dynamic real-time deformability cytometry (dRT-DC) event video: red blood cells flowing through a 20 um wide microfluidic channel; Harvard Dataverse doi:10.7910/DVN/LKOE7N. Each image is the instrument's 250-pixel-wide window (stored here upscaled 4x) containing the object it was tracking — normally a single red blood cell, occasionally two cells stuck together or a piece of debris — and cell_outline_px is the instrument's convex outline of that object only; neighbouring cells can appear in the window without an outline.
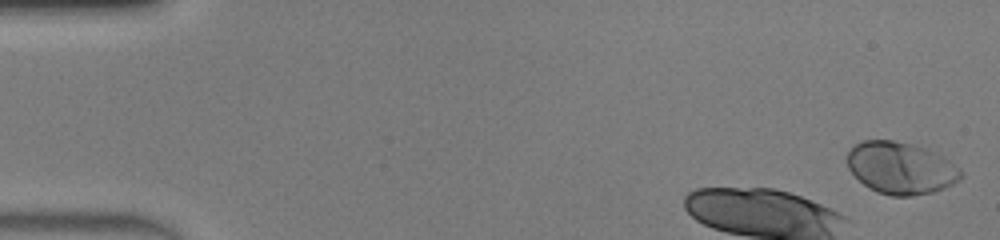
{"species": "human", "species_latin": "Homo sapiens", "temperature_condition": "warm", "stored_images_in_passage": 11, "camera_frame_rate_fps": 3000, "um_per_image_px": 0.085, "donor": {"sex": "male"}, "frame": {"image": 1, "passage_image": 1, "time_ms": 0.0, "image_size_px": [1000, 240], "cell_outline_px": [[964, 176], [960, 180], [944, 188], [932, 192], [912, 196], [892, 196], [876, 192], [868, 188], [848, 168], [848, 152], [856, 144], [864, 140], [892, 140], [924, 148], [948, 160], [960, 168], [964, 172]], "centroid_in_image_um": [76.58, 14.3], "position_along_channel_um": 8.4, "area_um2": 34.16}}